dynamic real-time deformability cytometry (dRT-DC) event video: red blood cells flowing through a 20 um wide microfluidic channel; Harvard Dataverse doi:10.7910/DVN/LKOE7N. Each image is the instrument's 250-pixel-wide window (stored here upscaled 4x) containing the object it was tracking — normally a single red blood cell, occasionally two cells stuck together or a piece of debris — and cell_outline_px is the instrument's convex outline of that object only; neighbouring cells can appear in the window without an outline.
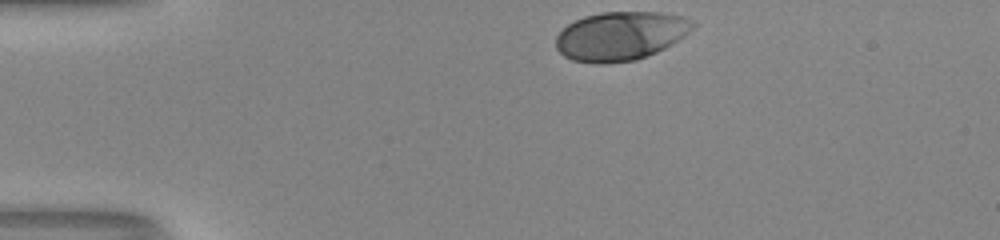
{"species": "human", "species_latin": "Homo sapiens", "temperature_condition": "room temperature", "stored_images_in_passage": 32, "camera_frame_rate_fps": 3000, "um_per_image_px": 0.085, "donor": {"sex": "male"}, "frame": {"image": 1, "passage_image": 1, "time_ms": 0.0, "image_size_px": [1000, 240], "cell_outline_px": [[696, 24], [684, 36], [672, 44], [656, 52], [636, 60], [604, 64], [596, 64], [572, 60], [564, 56], [556, 48], [556, 36], [568, 24], [584, 16], [604, 12], [660, 12], [684, 16], [692, 20]], "centroid_in_image_um": [52.75, 3.06], "position_along_channel_um": 32.3, "area_um2": 38.96}}
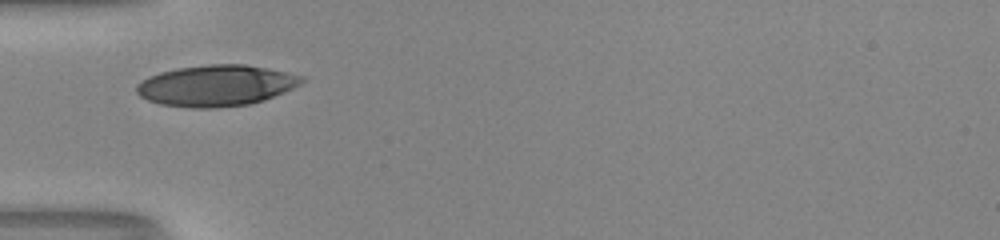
{"frame": {"image": 2, "passage_image": 8, "time_ms": 2.333, "image_size_px": [1000, 240], "cell_outline_px": [[304, 80], [300, 84], [284, 92], [264, 100], [248, 104], [212, 108], [188, 108], [160, 104], [148, 100], [140, 96], [136, 92], [136, 84], [148, 76], [160, 72], [176, 68], [208, 64], [244, 64], [288, 72], [304, 76]], "centroid_in_image_um": [18.35, 7.27], "position_along_channel_um": 66.7, "area_um2": 39.65}}
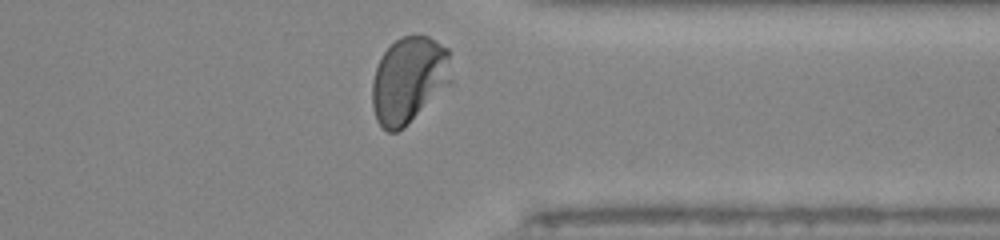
{"frame": {"image": 3, "passage_image": 31, "time_ms": 10.0, "image_size_px": [1000, 240], "cell_outline_px": [[456, 84], [404, 128], [396, 132], [388, 132], [376, 120], [372, 108], [372, 80], [376, 68], [384, 52], [400, 36], [428, 36], [448, 48], [456, 80]], "centroid_in_image_um": [34.86, 6.83], "position_along_channel_um": 376.5, "area_um2": 41.44}, "authors_computed_cell_mechanics": {"area_um2": 39.3618, "velocity_mm_per_s": 4.0992, "shape_relaxation_time_tau1_ms": 2.1124, "shape_relaxation_time_tau2_ms": null, "deformation_change_tau1": 0.1622, "deformation_change_tau2": null}}